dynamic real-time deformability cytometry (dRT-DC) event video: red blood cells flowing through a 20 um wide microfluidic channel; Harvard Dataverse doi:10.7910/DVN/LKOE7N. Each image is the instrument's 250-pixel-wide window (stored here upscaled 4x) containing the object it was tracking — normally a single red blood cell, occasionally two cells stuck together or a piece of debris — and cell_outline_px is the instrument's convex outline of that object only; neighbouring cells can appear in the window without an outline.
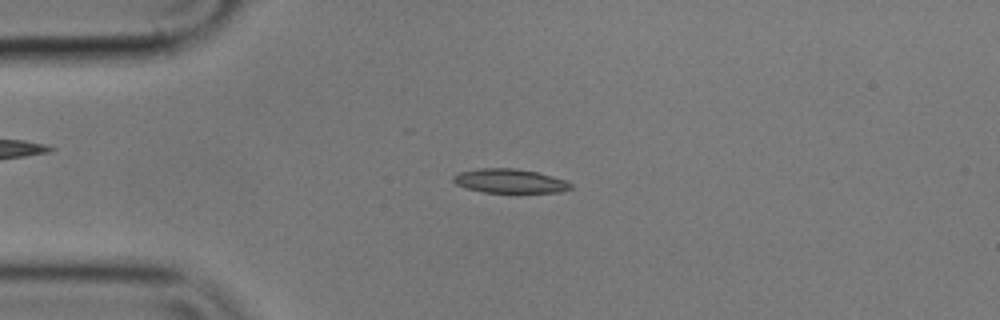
{"species": "common noctule bat (a hibernating species)", "species_latin": "Nyctalus noctula", "temperature_condition": "cold", "stored_images_in_passage": 56, "camera_frame_rate_fps": 3000, "um_per_image_px": 0.085, "animal": {"sex": "male", "body_mass_g": 17.9}, "frame": {"image": 1, "passage_image": 13, "time_ms": 4.0, "image_size_px": [1000, 320], "cell_outline_px": [[572, 188], [560, 192], [516, 196], [484, 192], [468, 188], [456, 184], [452, 180], [452, 176], [460, 172], [480, 168], [516, 168], [536, 172], [552, 176], [564, 180], [572, 184]], "centroid_in_image_um": [43.38, 15.44], "position_along_channel_um": 41.6, "area_um2": 17.4}}
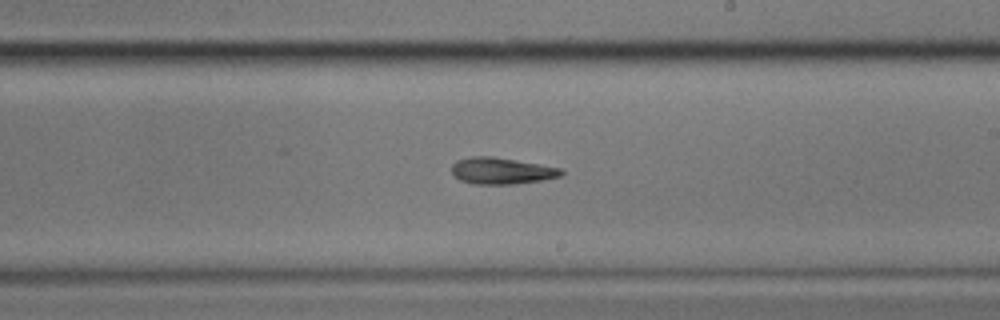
{"frame": {"image": 2, "passage_image": 32, "time_ms": 10.333, "image_size_px": [1000, 320], "cell_outline_px": [[564, 176], [544, 180], [516, 184], [472, 184], [460, 180], [452, 172], [452, 164], [456, 160], [472, 156], [492, 156], [540, 164], [560, 168], [564, 172]], "centroid_in_image_um": [42.66, 14.52], "position_along_channel_um": 246.3, "area_um2": 17.11}}
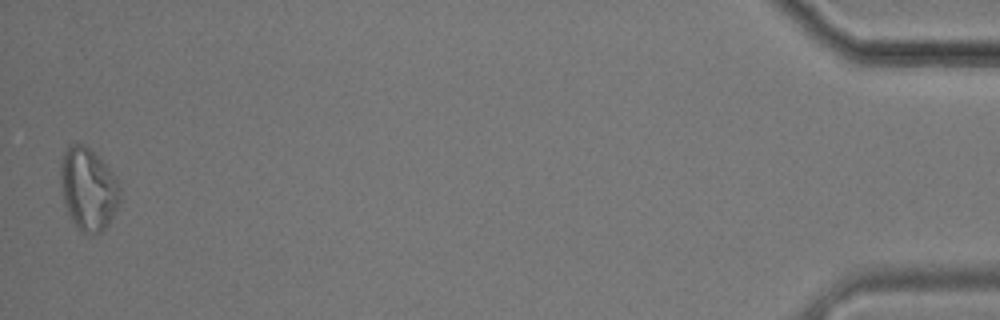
{"frame": {"image": 3, "passage_image": 55, "time_ms": 18.0, "image_size_px": [1000, 320], "cell_outline_px": [[120, 200], [108, 224], [100, 232], [88, 236], [80, 232], [72, 220], [64, 204], [60, 180], [60, 164], [64, 152], [68, 144], [84, 144], [108, 168], [116, 180], [120, 188]], "centroid_in_image_um": [7.47, 16.1], "position_along_channel_um": 427.7, "area_um2": 28.32}, "authors_computed_cell_mechanics": {"area_um2": 17.2822, "velocity_mm_per_s": 3.5618, "shape_relaxation_time_tau1_ms": 9.2597, "shape_relaxation_time_tau2_ms": null, "deformation_change_tau1": 0.18, "deformation_change_tau2": null}}